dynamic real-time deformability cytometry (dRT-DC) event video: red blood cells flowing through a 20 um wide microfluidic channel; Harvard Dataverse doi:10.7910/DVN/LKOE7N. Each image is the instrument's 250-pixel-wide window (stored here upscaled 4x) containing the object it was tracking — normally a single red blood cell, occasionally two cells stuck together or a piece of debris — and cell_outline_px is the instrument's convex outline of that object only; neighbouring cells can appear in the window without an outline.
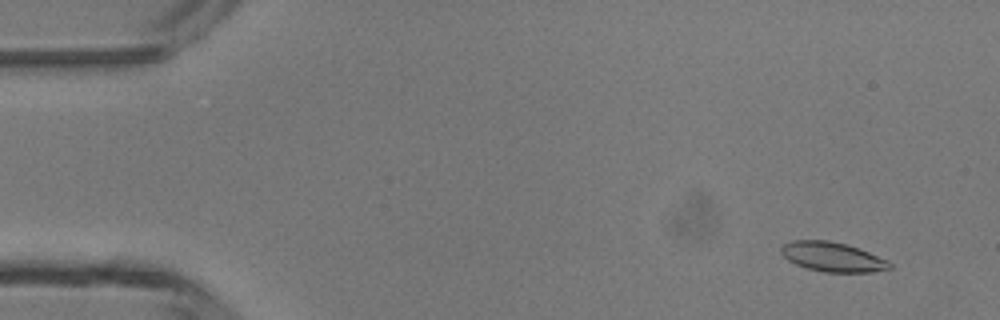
{"species": "common noctule bat (a hibernating species)", "species_latin": "Nyctalus noctula", "temperature_condition": "room temperature", "stored_images_in_passage": 45, "camera_frame_rate_fps": 3000, "um_per_image_px": 0.085, "animal": {"sex": "male", "body_mass_g": 13.3}, "frame": {"image": 1, "passage_image": 2, "time_ms": 0.333, "image_size_px": [1000, 320], "cell_outline_px": [[892, 268], [872, 272], [824, 272], [808, 268], [796, 264], [788, 260], [780, 252], [780, 248], [784, 244], [792, 240], [828, 240], [844, 244], [868, 252], [888, 260], [892, 264]], "centroid_in_image_um": [70.75, 21.84], "position_along_channel_um": 14.2, "area_um2": 18.5}}
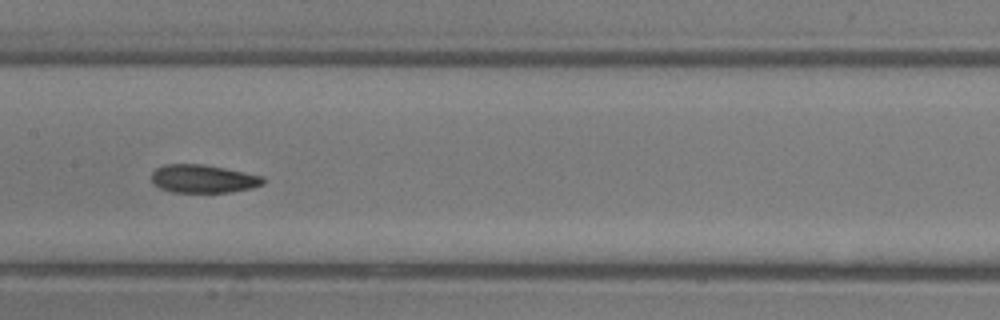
{"frame": {"image": 2, "passage_image": 22, "time_ms": 7.0, "image_size_px": [1000, 320], "cell_outline_px": [[264, 184], [252, 188], [228, 192], [172, 192], [160, 188], [152, 184], [152, 172], [156, 168], [164, 164], [204, 164], [264, 176]], "centroid_in_image_um": [17.26, 15.19], "position_along_channel_um": 190.1, "area_um2": 18.38}}
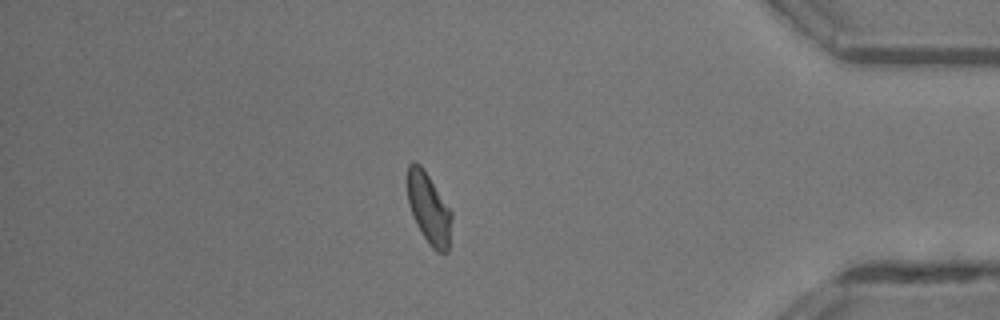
{"frame": {"image": 3, "passage_image": 39, "time_ms": 12.667, "image_size_px": [1000, 320], "cell_outline_px": [[452, 216], [448, 252], [436, 252], [428, 244], [416, 224], [412, 216], [408, 204], [408, 164], [412, 160], [416, 160], [420, 164], [452, 212]], "centroid_in_image_um": [36.44, 17.74], "position_along_channel_um": 398.8, "area_um2": 18.21}, "authors_computed_cell_mechanics": {"area_um2": 18.496, "velocity_mm_per_s": 4.3671, "shape_relaxation_time_tau1_ms": null, "shape_relaxation_time_tau2_ms": 2.8252, "deformation_change_tau1": null, "deformation_change_tau2": 0.1003}}